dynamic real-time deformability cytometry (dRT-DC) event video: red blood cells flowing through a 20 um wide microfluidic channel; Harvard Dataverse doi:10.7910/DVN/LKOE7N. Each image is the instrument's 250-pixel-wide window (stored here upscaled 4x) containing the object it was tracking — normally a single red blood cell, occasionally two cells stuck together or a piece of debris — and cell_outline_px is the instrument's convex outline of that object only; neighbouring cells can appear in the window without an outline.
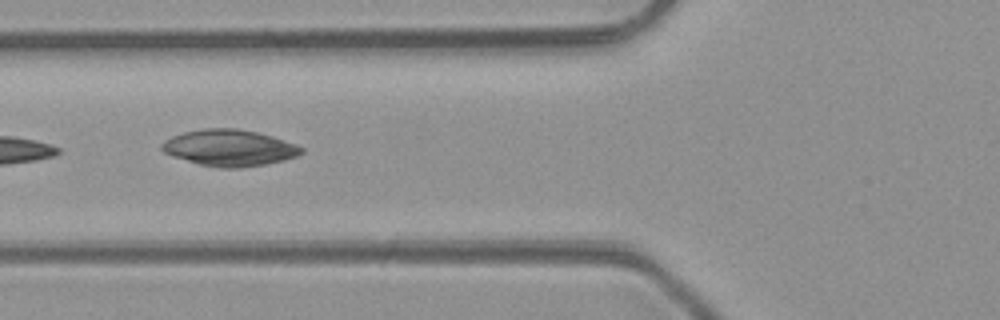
{"species": "common noctule bat (a hibernating species)", "species_latin": "Nyctalus noctula", "temperature_condition": "room temperature", "stored_images_in_passage": 7, "camera_frame_rate_fps": 3000, "um_per_image_px": 0.085, "animal": {"sex": "male", "body_mass_g": 23.1, "forearm_length_mm": 52.7}, "frame": {"image": 1, "passage_image": 6, "time_ms": 5.667, "image_size_px": [1000, 320], "cell_outline_px": [[304, 152], [296, 156], [284, 160], [264, 164], [240, 168], [220, 168], [200, 164], [172, 156], [164, 152], [160, 148], [160, 144], [164, 140], [172, 136], [184, 132], [204, 128], [236, 128], [256, 132], [272, 136], [296, 144], [304, 148]], "centroid_in_image_um": [19.49, 12.56], "position_along_channel_um": 106.3, "area_um2": 29.59}}
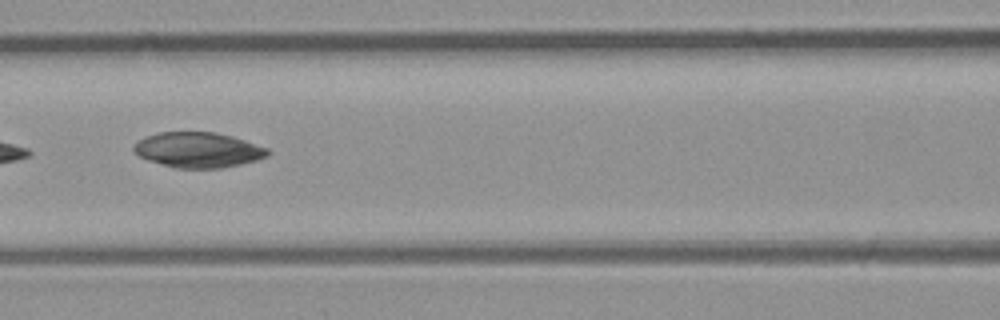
{"frame": {"image": 2, "passage_image": 7, "time_ms": 6.667, "image_size_px": [1000, 320], "cell_outline_px": [[272, 152], [268, 156], [256, 160], [240, 164], [220, 168], [176, 168], [148, 160], [140, 156], [132, 148], [140, 140], [148, 136], [160, 132], [212, 132], [232, 136], [268, 148]], "centroid_in_image_um": [16.88, 12.74], "position_along_channel_um": 149.7, "area_um2": 27.22}}